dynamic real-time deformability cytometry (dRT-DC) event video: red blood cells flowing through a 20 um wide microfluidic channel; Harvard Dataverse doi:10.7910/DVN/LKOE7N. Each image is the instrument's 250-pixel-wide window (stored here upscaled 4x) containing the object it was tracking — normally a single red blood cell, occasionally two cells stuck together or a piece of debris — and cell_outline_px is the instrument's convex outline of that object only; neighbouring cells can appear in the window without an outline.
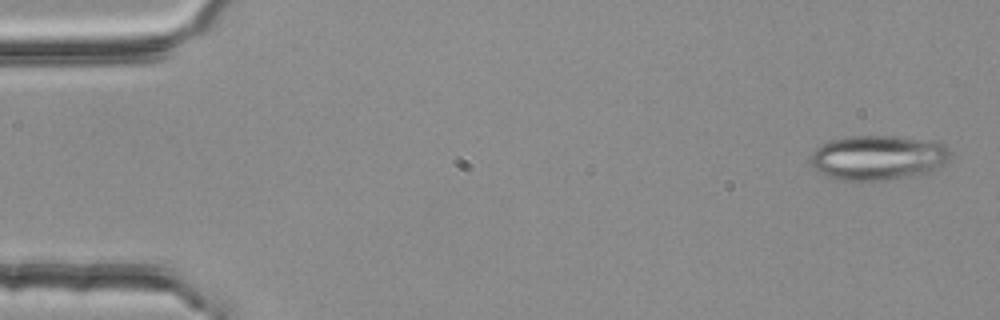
{"species": "common noctule bat (a hibernating species)", "species_latin": "Nyctalus noctula", "temperature_condition": "room temperature", "stored_images_in_passage": 4, "camera_frame_rate_fps": 3000, "um_per_image_px": 0.085, "animal": {"sex": "female", "body_mass_g": 25.1}, "frame": {"image": 1, "passage_image": 1, "time_ms": 0.0, "image_size_px": [1000, 320], "cell_outline_px": [[952, 152], [948, 160], [928, 172], [912, 176], [888, 180], [836, 180], [812, 168], [812, 152], [820, 144], [832, 140], [852, 136], [892, 136], [944, 144]], "centroid_in_image_um": [74.6, 13.41], "position_along_channel_um": 10.4, "area_um2": 36.01}}